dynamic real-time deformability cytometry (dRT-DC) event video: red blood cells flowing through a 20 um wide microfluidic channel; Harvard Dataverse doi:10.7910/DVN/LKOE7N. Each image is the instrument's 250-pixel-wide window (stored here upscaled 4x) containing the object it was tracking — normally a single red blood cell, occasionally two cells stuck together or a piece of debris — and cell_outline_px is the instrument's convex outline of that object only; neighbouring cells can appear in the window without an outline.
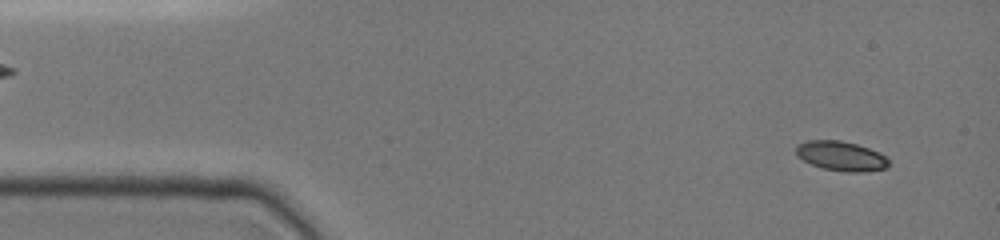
{"species": "common noctule bat (a hibernating species)", "species_latin": "Nyctalus noctula", "temperature_condition": "cold", "stored_images_in_passage": 5, "camera_frame_rate_fps": 3000, "um_per_image_px": 0.085, "animal": {"sex": "female", "body_mass_g": 19.0, "forearm_length_mm": 51.5}, "frame": {"image": 1, "passage_image": 1, "time_ms": 0.0, "image_size_px": [1000, 240], "cell_outline_px": [[888, 168], [860, 172], [848, 172], [824, 168], [812, 164], [796, 156], [796, 144], [808, 140], [840, 140], [856, 144], [868, 148], [884, 156], [888, 160]], "centroid_in_image_um": [71.45, 13.25], "position_along_channel_um": 13.5, "area_um2": 15.78}}
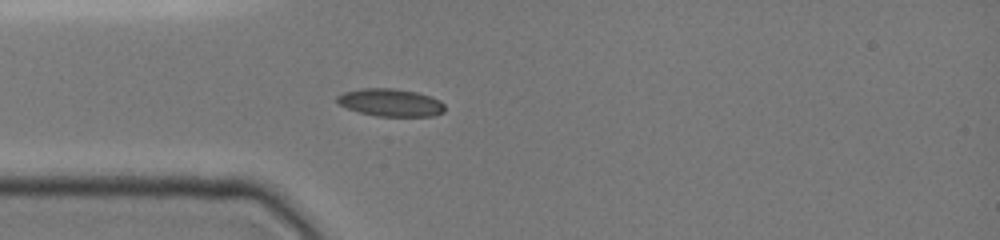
{"frame": {"image": 2, "passage_image": 5, "time_ms": 3.333, "image_size_px": [1000, 240], "cell_outline_px": [[444, 112], [432, 116], [376, 116], [360, 112], [336, 104], [336, 96], [344, 92], [360, 88], [392, 88], [416, 92], [440, 100], [444, 104]], "centroid_in_image_um": [33.16, 8.71], "position_along_channel_um": 51.8, "area_um2": 17.34}}